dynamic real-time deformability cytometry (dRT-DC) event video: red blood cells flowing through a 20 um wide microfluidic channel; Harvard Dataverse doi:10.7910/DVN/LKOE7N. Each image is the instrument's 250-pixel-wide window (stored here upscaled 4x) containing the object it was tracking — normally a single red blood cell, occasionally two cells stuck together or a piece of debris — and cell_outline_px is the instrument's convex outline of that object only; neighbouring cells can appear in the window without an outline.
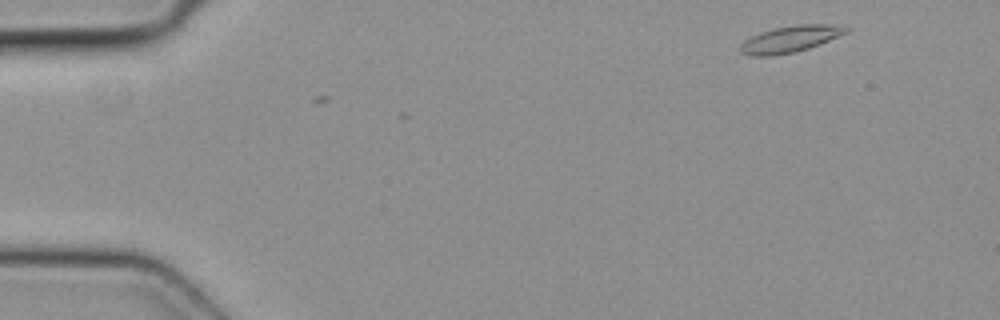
{"species": "common noctule bat (a hibernating species)", "species_latin": "Nyctalus noctula", "temperature_condition": "cold", "stored_images_in_passage": 2, "camera_frame_rate_fps": 3000, "um_per_image_px": 0.085, "animal": {"sex": "female", "body_mass_g": 19.3, "forearm_length_mm": 54.1}, "frame": {"image": 1, "passage_image": 2, "time_ms": 0.333, "image_size_px": [1000, 320], "cell_outline_px": [[852, 28], [848, 32], [820, 44], [796, 52], [768, 56], [752, 56], [740, 52], [740, 44], [744, 40], [760, 32], [776, 28], [796, 24], [832, 24]], "centroid_in_image_um": [67.19, 3.31], "position_along_channel_um": 17.8, "area_um2": 16.36}}